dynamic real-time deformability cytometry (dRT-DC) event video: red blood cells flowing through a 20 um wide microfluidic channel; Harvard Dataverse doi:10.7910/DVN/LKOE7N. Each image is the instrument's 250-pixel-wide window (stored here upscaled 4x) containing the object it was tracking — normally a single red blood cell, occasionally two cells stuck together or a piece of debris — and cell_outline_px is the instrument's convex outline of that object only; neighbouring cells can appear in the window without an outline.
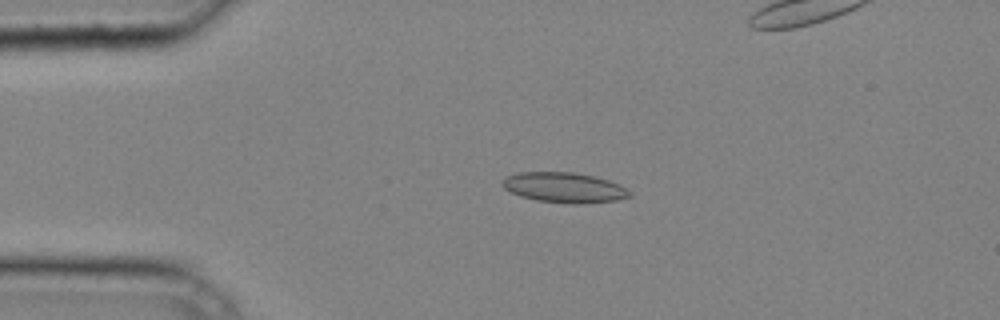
{"species": "common noctule bat (a hibernating species)", "species_latin": "Nyctalus noctula", "temperature_condition": "cold", "stored_images_in_passage": 34, "camera_frame_rate_fps": 3000, "um_per_image_px": 0.085, "animal": {"sex": "male", "body_mass_g": 20.4}, "frame": {"image": 1, "passage_image": 5, "time_ms": 1.333, "image_size_px": [1000, 320], "cell_outline_px": [[632, 196], [616, 200], [584, 204], [572, 204], [536, 200], [520, 196], [504, 188], [500, 184], [500, 180], [504, 176], [516, 172], [572, 172], [596, 176], [620, 184], [628, 188], [632, 192]], "centroid_in_image_um": [47.96, 15.93], "position_along_channel_um": 37.0, "area_um2": 22.83}}
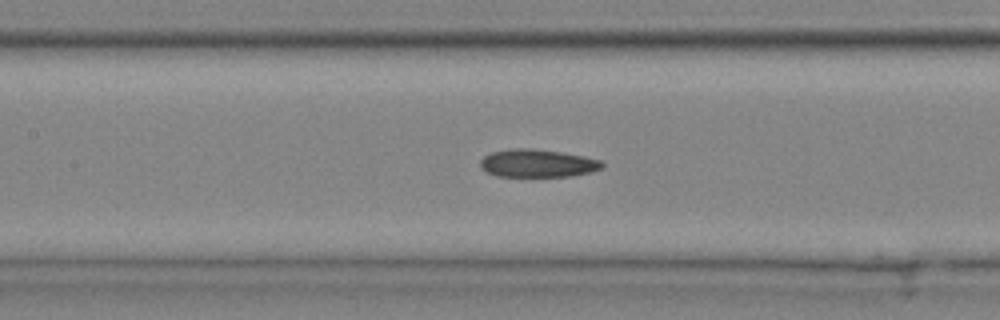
{"frame": {"image": 2, "passage_image": 15, "time_ms": 4.667, "image_size_px": [1000, 320], "cell_outline_px": [[604, 164], [600, 168], [592, 172], [572, 176], [496, 176], [480, 168], [480, 160], [484, 156], [492, 152], [512, 148], [532, 148], [560, 152], [584, 156], [604, 160]], "centroid_in_image_um": [45.7, 13.87], "position_along_channel_um": 161.7, "area_um2": 19.88}}
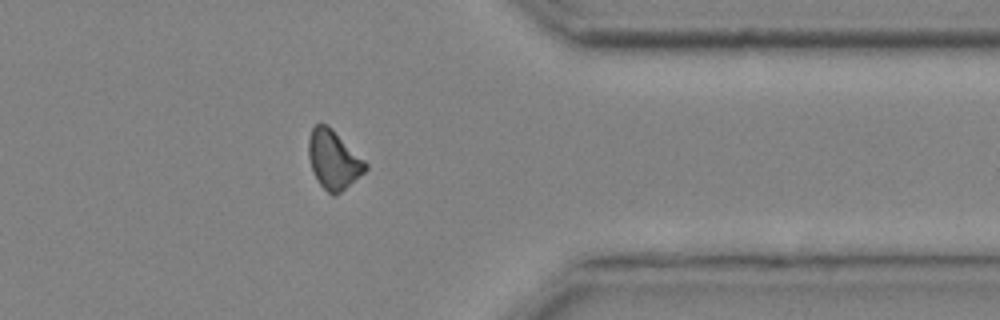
{"frame": {"image": 3, "passage_image": 30, "time_ms": 9.667, "image_size_px": [1000, 320], "cell_outline_px": [[368, 168], [364, 172], [340, 192], [332, 196], [320, 184], [312, 168], [308, 156], [308, 140], [312, 128], [316, 124], [328, 124], [368, 164]], "centroid_in_image_um": [28.34, 13.55], "position_along_channel_um": 383.1, "area_um2": 19.13}}